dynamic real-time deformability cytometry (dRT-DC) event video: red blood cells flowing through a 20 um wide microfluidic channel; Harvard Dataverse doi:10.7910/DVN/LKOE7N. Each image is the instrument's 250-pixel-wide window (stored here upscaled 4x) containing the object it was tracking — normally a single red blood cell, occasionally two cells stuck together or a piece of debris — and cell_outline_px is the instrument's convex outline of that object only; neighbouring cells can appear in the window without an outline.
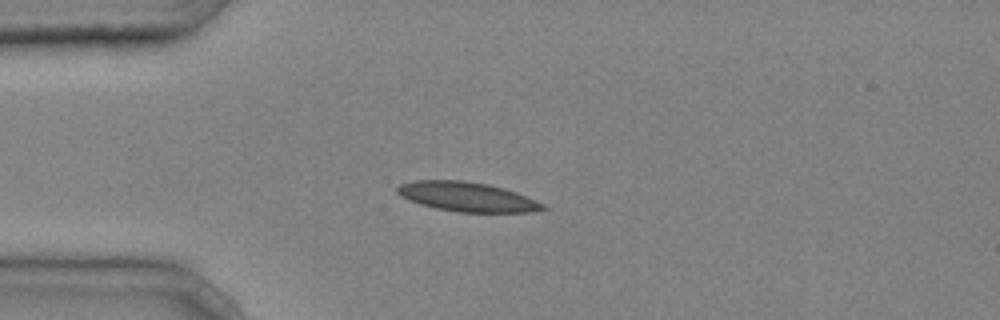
{"species": "common noctule bat (a hibernating species)", "species_latin": "Nyctalus noctula", "temperature_condition": "cold", "stored_images_in_passage": 43, "camera_frame_rate_fps": 3000, "um_per_image_px": 0.085, "animal": {"sex": "male", "body_mass_g": 20.4}, "frame": {"image": 1, "passage_image": 10, "time_ms": 3.0, "image_size_px": [1000, 320], "cell_outline_px": [[548, 208], [532, 212], [456, 212], [436, 208], [420, 204], [408, 200], [400, 196], [396, 192], [396, 188], [400, 184], [416, 180], [460, 180], [488, 184], [504, 188], [516, 192], [536, 200], [544, 204]], "centroid_in_image_um": [39.69, 16.73], "position_along_channel_um": 45.3, "area_um2": 25.03}}
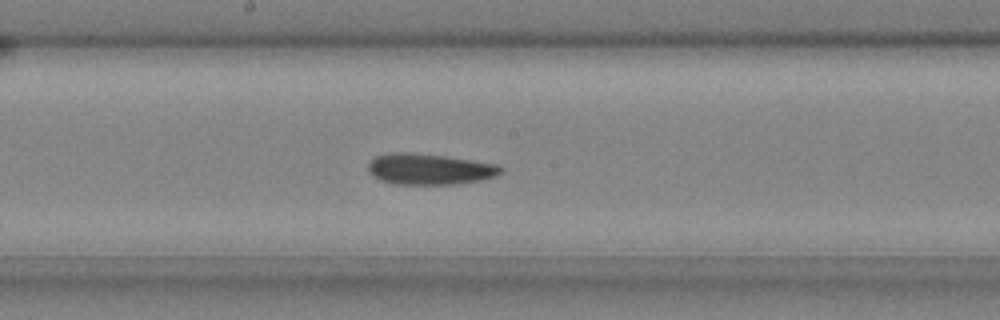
{"frame": {"image": 2, "passage_image": 23, "time_ms": 7.333, "image_size_px": [1000, 320], "cell_outline_px": [[504, 172], [496, 176], [480, 180], [456, 184], [396, 184], [380, 180], [372, 176], [368, 172], [368, 164], [376, 156], [388, 152], [408, 152], [444, 156], [496, 164], [504, 168]], "centroid_in_image_um": [36.49, 14.37], "position_along_channel_um": 211.7, "area_um2": 23.99}}
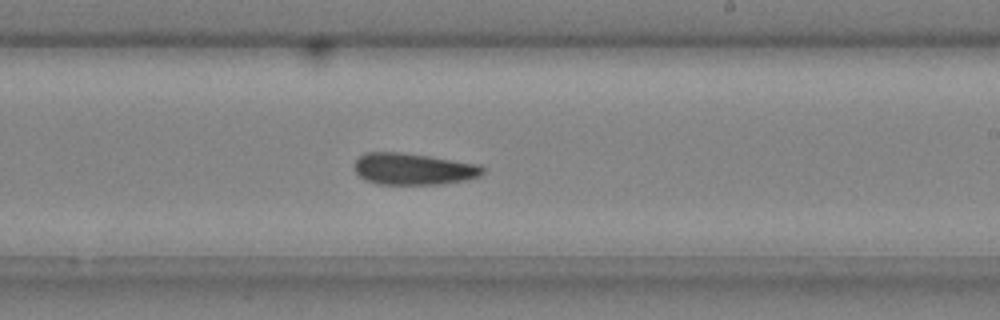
{"frame": {"image": 3, "passage_image": 26, "time_ms": 8.333, "image_size_px": [1000, 320], "cell_outline_px": [[484, 172], [480, 176], [464, 180], [440, 184], [376, 184], [364, 180], [356, 172], [356, 160], [364, 152], [400, 152], [428, 156], [480, 164], [484, 168]], "centroid_in_image_um": [35.14, 14.36], "position_along_channel_um": 253.9, "area_um2": 23.58}, "authors_computed_cell_mechanics": {"area_um2": 23.8136, "velocity_mm_per_s": 4.2298, "shape_relaxation_time_tau1_ms": null, "shape_relaxation_time_tau2_ms": 7.4385, "deformation_change_tau1": null, "deformation_change_tau2": 0.1327}}